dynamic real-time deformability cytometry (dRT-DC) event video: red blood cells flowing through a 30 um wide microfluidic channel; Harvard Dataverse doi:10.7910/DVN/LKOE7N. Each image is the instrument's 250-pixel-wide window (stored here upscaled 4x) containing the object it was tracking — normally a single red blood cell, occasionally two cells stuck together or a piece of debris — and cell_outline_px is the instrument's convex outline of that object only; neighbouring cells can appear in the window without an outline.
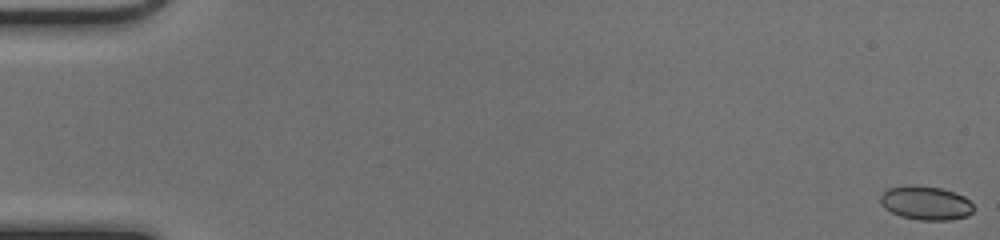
{"species": "common noctule bat (a hibernating species)", "species_latin": "Nyctalus noctula", "temperature_condition": "cold", "stored_images_in_passage": 52, "camera_frame_rate_fps": 3000, "um_per_image_px": 0.085, "animal": {"sex": "female", "body_mass_g": 17.0, "forearm_length_mm": 48.0}, "frame": {"image": 1, "passage_image": 1, "time_ms": 0.0, "image_size_px": [1000, 240], "cell_outline_px": [[976, 208], [968, 216], [948, 220], [920, 220], [900, 216], [884, 208], [880, 204], [880, 196], [884, 188], [904, 184], [916, 184], [940, 188], [956, 192], [964, 196]], "centroid_in_image_um": [78.65, 17.22], "position_along_channel_um": 6.3, "area_um2": 18.9}}
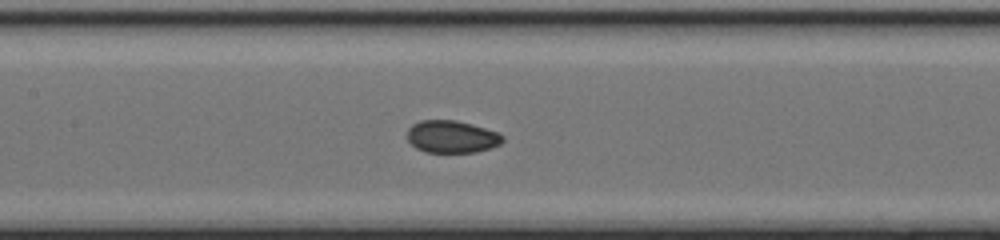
{"frame": {"image": 2, "passage_image": 26, "time_ms": 8.333, "image_size_px": [1000, 240], "cell_outline_px": [[504, 140], [500, 144], [492, 148], [476, 152], [424, 152], [416, 148], [408, 140], [408, 128], [412, 124], [420, 120], [456, 120], [472, 124], [496, 132], [504, 136]], "centroid_in_image_um": [38.4, 11.62], "position_along_channel_um": 169.0, "area_um2": 18.03}}
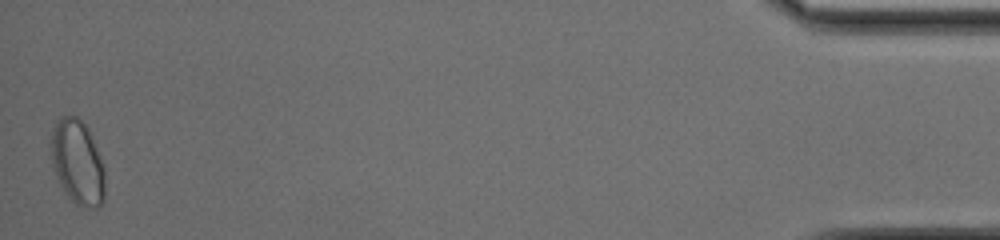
{"frame": {"image": 3, "passage_image": 52, "time_ms": 17.0, "image_size_px": [1000, 240], "cell_outline_px": [[104, 200], [96, 208], [80, 208], [68, 196], [60, 184], [56, 176], [48, 152], [48, 144], [52, 128], [64, 116], [76, 116], [88, 128], [104, 168]], "centroid_in_image_um": [6.55, 13.81], "position_along_channel_um": 428.7, "area_um2": 26.76}, "authors_computed_cell_mechanics": {"area_um2": 18.5538, "velocity_mm_per_s": 4.0572, "shape_relaxation_time_tau1_ms": 8.3245, "shape_relaxation_time_tau2_ms": 1.2319, "deformation_change_tau1": 0.1071, "deformation_change_tau2": 0.0327}}